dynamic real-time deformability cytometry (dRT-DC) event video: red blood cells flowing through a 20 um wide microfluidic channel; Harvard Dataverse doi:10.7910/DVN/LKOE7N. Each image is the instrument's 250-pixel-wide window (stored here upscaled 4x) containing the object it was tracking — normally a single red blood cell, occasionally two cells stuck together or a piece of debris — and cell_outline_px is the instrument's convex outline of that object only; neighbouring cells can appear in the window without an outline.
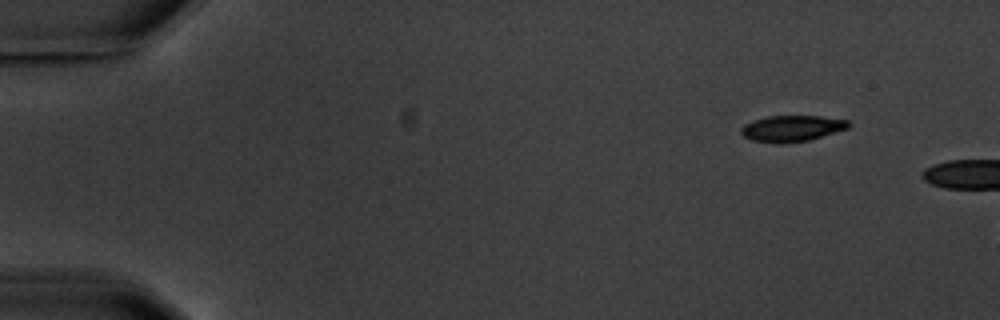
{"species": "common noctule bat (a hibernating species)", "species_latin": "Nyctalus noctula", "temperature_condition": "warm", "stored_images_in_passage": 4, "camera_frame_rate_fps": 3000, "um_per_image_px": 0.085, "animal": {"sex": "male", "body_mass_g": 20.1, "forearm_length_mm": 53.5}, "frame": {"image": 1, "passage_image": 1, "time_ms": 0.0, "image_size_px": [1000, 320], "cell_outline_px": [[852, 124], [848, 128], [808, 140], [780, 144], [752, 140], [744, 136], [740, 132], [740, 128], [744, 124], [752, 120], [768, 116], [820, 116], [848, 120]], "centroid_in_image_um": [67.29, 10.91], "position_along_channel_um": 17.7, "area_um2": 16.36}}